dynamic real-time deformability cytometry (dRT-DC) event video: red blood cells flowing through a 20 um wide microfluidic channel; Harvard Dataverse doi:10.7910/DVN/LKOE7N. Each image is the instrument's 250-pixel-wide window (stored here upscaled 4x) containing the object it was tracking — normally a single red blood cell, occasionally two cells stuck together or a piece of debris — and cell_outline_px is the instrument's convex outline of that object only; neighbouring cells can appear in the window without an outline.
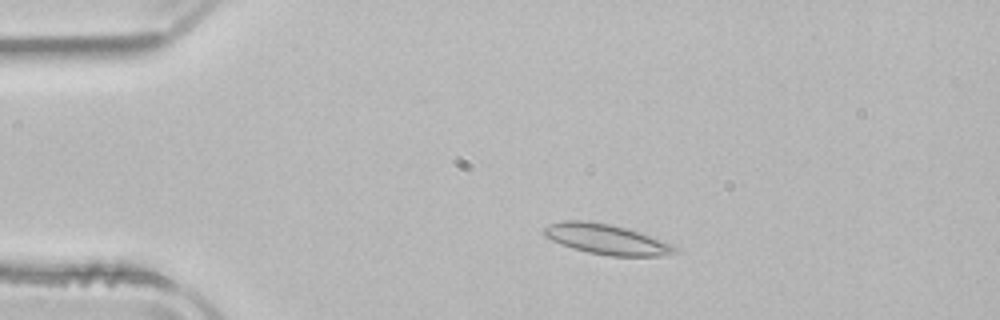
{"species": "common noctule bat (a hibernating species)", "species_latin": "Nyctalus noctula", "temperature_condition": "room temperature", "stored_images_in_passage": 44, "camera_frame_rate_fps": 3000, "um_per_image_px": 0.085, "animal": {"sex": "male", "body_mass_g": 21.5, "forearm_length_mm": 52.0}, "frame": {"image": 1, "passage_image": 3, "time_ms": 0.667, "image_size_px": [1000, 320], "cell_outline_px": [[680, 252], [660, 256], [608, 256], [588, 252], [572, 248], [560, 244], [544, 236], [544, 228], [552, 224], [564, 220], [584, 220], [608, 224], [628, 228], [672, 244], [680, 248]], "centroid_in_image_um": [51.59, 20.35], "position_along_channel_um": 33.4, "area_um2": 23.06}}
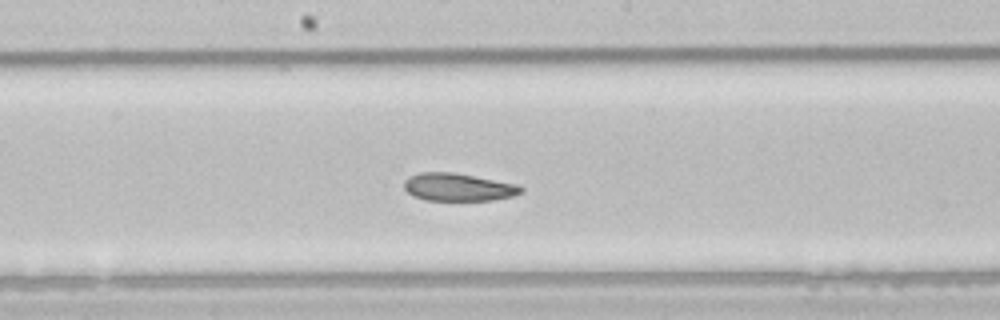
{"frame": {"image": 2, "passage_image": 20, "time_ms": 6.333, "image_size_px": [1000, 320], "cell_outline_px": [[524, 192], [512, 196], [492, 200], [424, 200], [408, 192], [404, 188], [404, 180], [408, 176], [420, 172], [452, 172], [516, 184], [524, 188]], "centroid_in_image_um": [38.94, 15.9], "position_along_channel_um": 209.3, "area_um2": 18.79}}
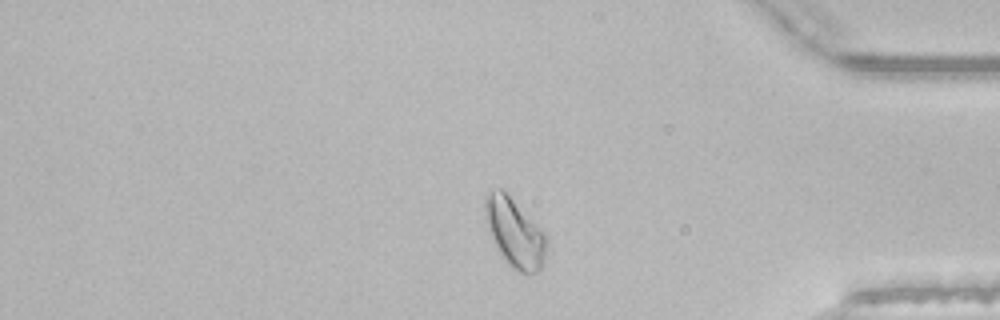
{"frame": {"image": 3, "passage_image": 36, "time_ms": 11.667, "image_size_px": [1000, 320], "cell_outline_px": [[544, 264], [536, 272], [528, 276], [512, 268], [504, 260], [492, 236], [488, 224], [484, 204], [488, 196], [492, 192], [500, 188], [544, 232]], "centroid_in_image_um": [43.77, 19.87], "position_along_channel_um": 391.4, "area_um2": 23.24}, "authors_computed_cell_mechanics": {"area_um2": 21.1259, "velocity_mm_per_s": 3.8909, "shape_relaxation_time_tau1_ms": null, "shape_relaxation_time_tau2_ms": 3.4892, "deformation_change_tau1": null, "deformation_change_tau2": 0.0915}}